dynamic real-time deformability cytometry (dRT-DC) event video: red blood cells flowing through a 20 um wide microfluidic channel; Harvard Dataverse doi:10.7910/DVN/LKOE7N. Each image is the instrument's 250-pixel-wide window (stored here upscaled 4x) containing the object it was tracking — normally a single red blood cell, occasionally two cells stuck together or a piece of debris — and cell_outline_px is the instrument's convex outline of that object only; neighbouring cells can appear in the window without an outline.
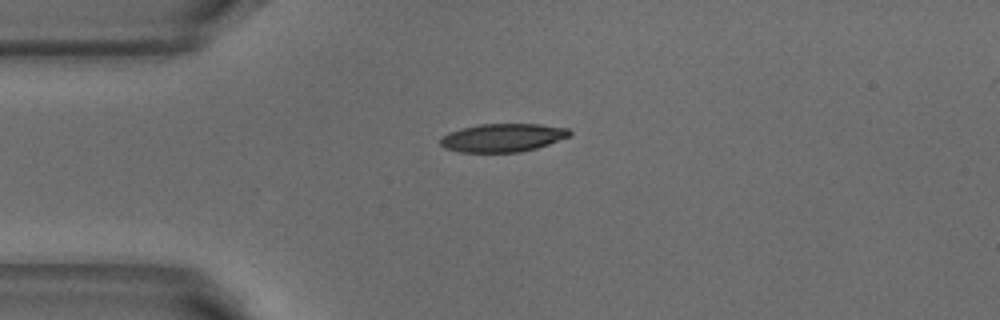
{"species": "common noctule bat (a hibernating species)", "species_latin": "Nyctalus noctula", "temperature_condition": "warm", "stored_images_in_passage": 4, "camera_frame_rate_fps": 3000, "um_per_image_px": 0.085, "animal": {"sex": "male", "body_mass_g": 18.8}, "frame": {"image": 1, "passage_image": 4, "time_ms": 1.0, "image_size_px": [1000, 320], "cell_outline_px": [[572, 136], [536, 148], [520, 152], [460, 152], [444, 148], [440, 144], [440, 140], [448, 132], [460, 128], [480, 124], [540, 124], [568, 128], [572, 132]], "centroid_in_image_um": [42.75, 11.7], "position_along_channel_um": 42.3, "area_um2": 21.39}}